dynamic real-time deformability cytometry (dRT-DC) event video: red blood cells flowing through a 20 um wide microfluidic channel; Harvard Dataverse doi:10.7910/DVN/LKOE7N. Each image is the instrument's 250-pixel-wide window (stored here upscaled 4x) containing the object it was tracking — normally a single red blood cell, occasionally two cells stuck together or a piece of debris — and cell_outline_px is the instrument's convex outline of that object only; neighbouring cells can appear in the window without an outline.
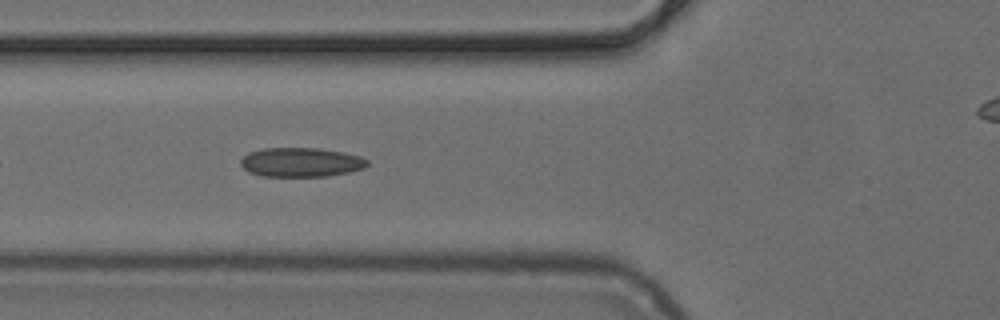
{"species": "common noctule bat (a hibernating species)", "species_latin": "Nyctalus noctula", "temperature_condition": "cold", "stored_images_in_passage": 39, "camera_frame_rate_fps": 3000, "um_per_image_px": 0.085, "animal": {"sex": "female", "body_mass_g": 24.6, "forearm_length_mm": 56.2}, "frame": {"image": 1, "passage_image": 6, "time_ms": 1.667, "image_size_px": [1000, 320], "cell_outline_px": [[368, 164], [364, 168], [348, 172], [328, 176], [260, 176], [248, 172], [240, 164], [240, 160], [248, 152], [264, 148], [320, 148], [344, 152], [360, 156], [368, 160]], "centroid_in_image_um": [25.57, 13.79], "position_along_channel_um": 100.2, "area_um2": 21.68}}
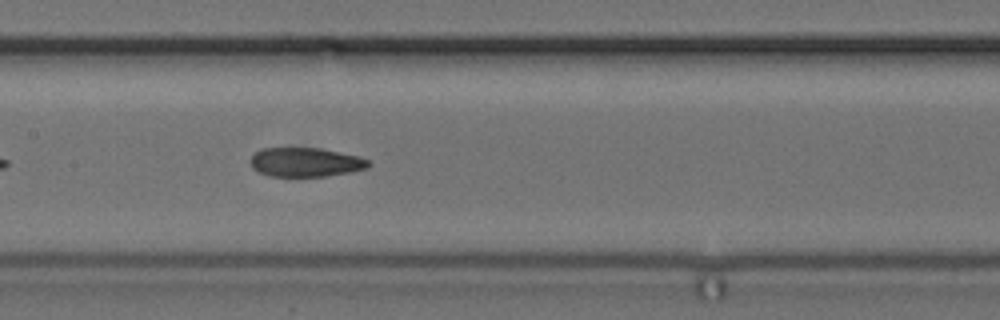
{"frame": {"image": 2, "passage_image": 12, "time_ms": 3.667, "image_size_px": [1000, 320], "cell_outline_px": [[372, 164], [368, 168], [352, 172], [328, 176], [268, 176], [256, 172], [252, 168], [252, 156], [260, 148], [320, 148], [360, 156], [368, 160]], "centroid_in_image_um": [26.0, 13.79], "position_along_channel_um": 181.4, "area_um2": 20.23}}
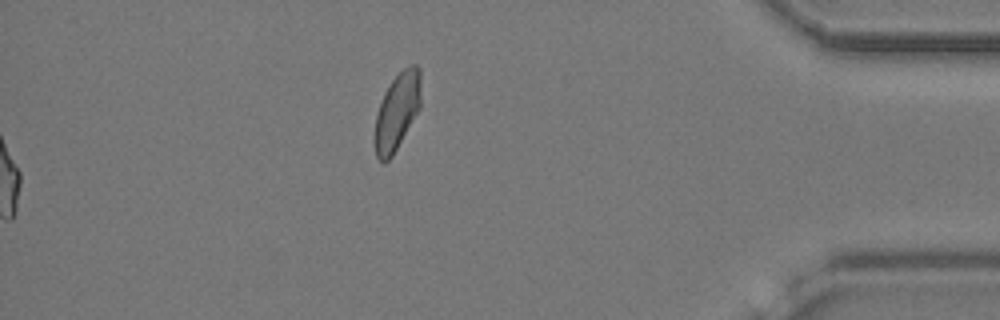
{"frame": {"image": 3, "passage_image": 39, "time_ms": 12.667, "image_size_px": [1000, 320], "cell_outline_px": [[420, 108], [392, 156], [384, 164], [376, 156], [372, 140], [376, 112], [384, 92], [392, 80], [408, 64], [416, 64], [420, 68]], "centroid_in_image_um": [33.71, 9.5], "position_along_channel_um": 401.5, "area_um2": 21.04}}